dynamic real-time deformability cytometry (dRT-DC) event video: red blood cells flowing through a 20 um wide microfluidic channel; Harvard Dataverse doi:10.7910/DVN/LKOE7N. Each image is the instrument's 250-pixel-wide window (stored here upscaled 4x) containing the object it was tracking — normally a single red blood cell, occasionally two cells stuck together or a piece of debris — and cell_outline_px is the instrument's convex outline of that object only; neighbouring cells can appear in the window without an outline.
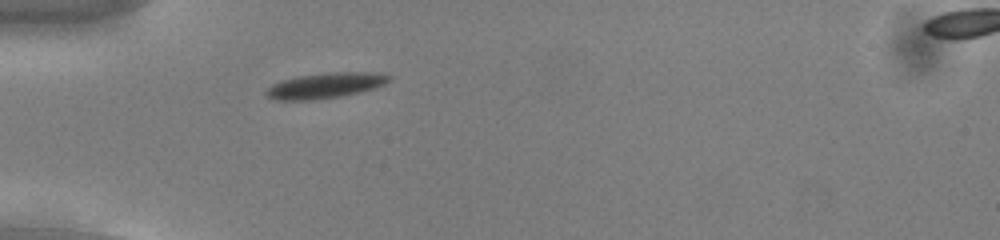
{"species": "common noctule bat (a hibernating species)", "species_latin": "Nyctalus noctula", "temperature_condition": "cold", "stored_images_in_passage": 46, "camera_frame_rate_fps": 3000, "um_per_image_px": 0.085, "animal": {"sex": "male", "body_mass_g": 13.0, "forearm_length_mm": 53.1}, "frame": {"image": 1, "passage_image": 8, "time_ms": 2.333, "image_size_px": [1000, 240], "cell_outline_px": [[392, 80], [384, 84], [360, 92], [340, 96], [312, 100], [280, 100], [268, 96], [264, 92], [272, 84], [284, 80], [300, 76], [328, 72], [380, 72], [392, 76]], "centroid_in_image_um": [27.71, 7.25], "position_along_channel_um": 57.3, "area_um2": 18.09}}
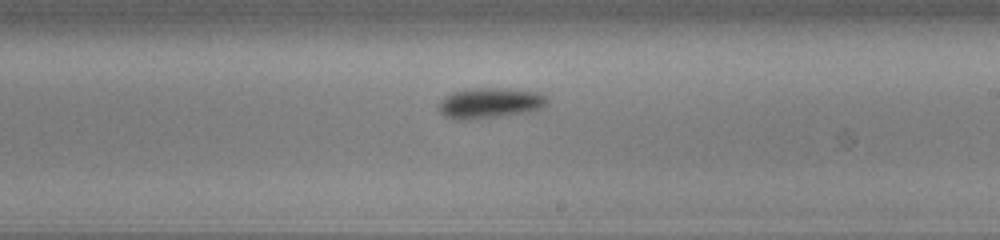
{"frame": {"image": 2, "passage_image": 24, "time_ms": 7.667, "image_size_px": [1000, 240], "cell_outline_px": [[548, 100], [540, 108], [532, 112], [500, 116], [460, 120], [444, 116], [440, 112], [440, 100], [444, 96], [452, 92], [476, 88], [496, 88], [536, 92], [548, 96]], "centroid_in_image_um": [41.64, 8.76], "position_along_channel_um": 247.4, "area_um2": 19.02}}
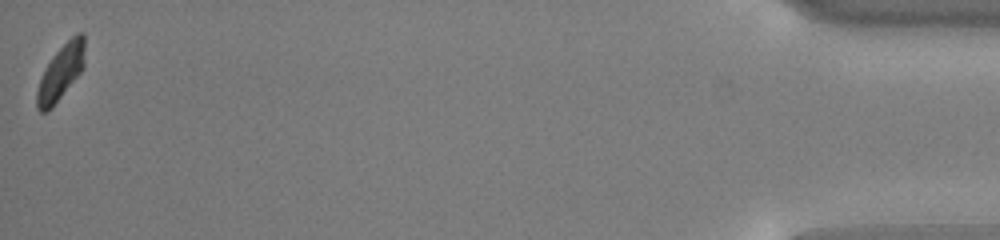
{"frame": {"image": 3, "passage_image": 46, "time_ms": 15.0, "image_size_px": [1000, 240], "cell_outline_px": [[84, 68], [52, 108], [48, 112], [40, 112], [36, 108], [36, 92], [40, 80], [52, 56], [76, 32], [84, 32]], "centroid_in_image_um": [5.17, 6.17], "position_along_channel_um": 430.0, "area_um2": 15.32}, "authors_computed_cell_mechanics": {"area_um2": 16.762, "velocity_mm_per_s": 3.7319, "shape_relaxation_time_tau1_ms": 1.3579, "shape_relaxation_time_tau2_ms": null, "deformation_change_tau1": 0.1245, "deformation_change_tau2": null}}